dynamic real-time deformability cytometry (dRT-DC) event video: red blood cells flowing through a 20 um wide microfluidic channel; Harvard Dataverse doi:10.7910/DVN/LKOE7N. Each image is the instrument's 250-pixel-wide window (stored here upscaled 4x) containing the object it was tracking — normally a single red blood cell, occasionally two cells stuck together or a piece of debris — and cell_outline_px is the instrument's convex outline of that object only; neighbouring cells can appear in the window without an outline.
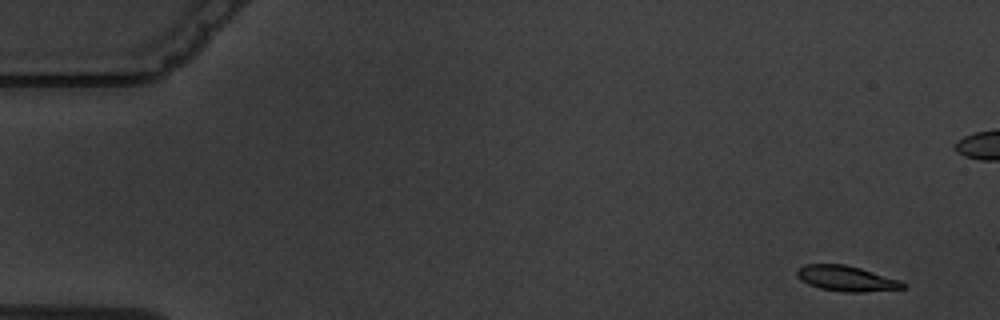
{"species": "common noctule bat (a hibernating species)", "species_latin": "Nyctalus noctula", "temperature_condition": "warm", "stored_images_in_passage": 6, "camera_frame_rate_fps": 3000, "um_per_image_px": 0.085, "animal": {"sex": "male", "body_mass_g": 19.5, "forearm_length_mm": 54.6}, "frame": {"image": 1, "passage_image": 1, "time_ms": 0.0, "image_size_px": [1000, 320], "cell_outline_px": [[904, 288], [860, 292], [844, 292], [820, 288], [808, 284], [796, 276], [796, 268], [804, 264], [844, 264], [860, 268], [900, 280], [904, 284]], "centroid_in_image_um": [71.88, 23.66], "position_along_channel_um": 13.1, "area_um2": 15.55}}